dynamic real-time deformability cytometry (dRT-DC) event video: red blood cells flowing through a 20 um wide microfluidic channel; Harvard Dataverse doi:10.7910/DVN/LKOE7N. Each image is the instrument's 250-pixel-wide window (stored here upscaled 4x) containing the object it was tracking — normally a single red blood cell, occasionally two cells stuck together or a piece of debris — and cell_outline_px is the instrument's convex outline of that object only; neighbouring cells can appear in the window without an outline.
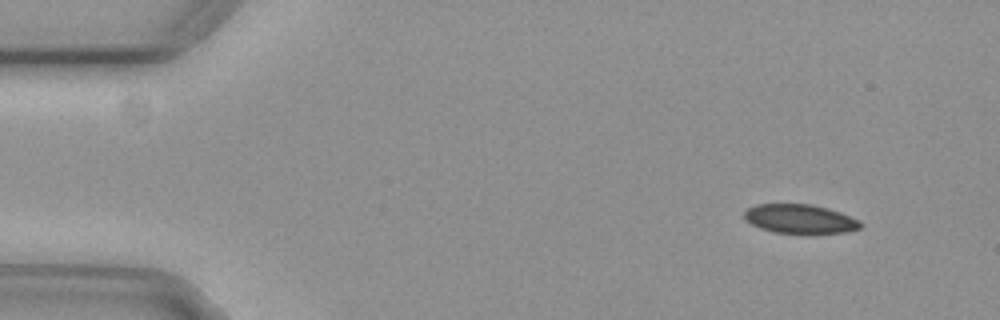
{"species": "common noctule bat (a hibernating species)", "species_latin": "Nyctalus noctula", "temperature_condition": "cold", "stored_images_in_passage": 21, "camera_frame_rate_fps": 3000, "um_per_image_px": 0.085, "animal": {"sex": "female", "body_mass_g": 29.2, "forearm_length_mm": 56.3}, "frame": {"image": 1, "passage_image": 1, "time_ms": 0.0, "image_size_px": [1000, 320], "cell_outline_px": [[864, 224], [860, 228], [844, 232], [816, 236], [804, 236], [772, 232], [760, 228], [744, 220], [744, 212], [748, 208], [756, 204], [812, 204], [828, 208], [840, 212], [860, 220]], "centroid_in_image_um": [68.03, 18.66], "position_along_channel_um": 17.0, "area_um2": 20.69}}